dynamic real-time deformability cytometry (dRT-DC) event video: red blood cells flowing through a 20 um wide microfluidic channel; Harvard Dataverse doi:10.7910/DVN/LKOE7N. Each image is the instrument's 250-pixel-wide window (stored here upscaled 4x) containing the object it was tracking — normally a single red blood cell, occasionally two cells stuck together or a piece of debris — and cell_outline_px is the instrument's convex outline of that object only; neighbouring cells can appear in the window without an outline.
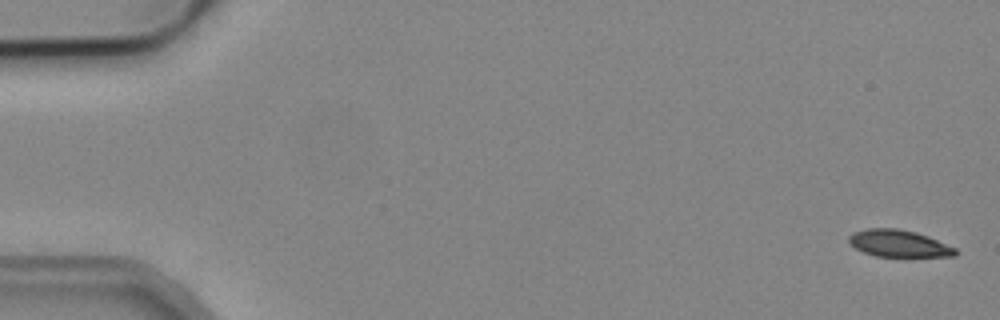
{"species": "common noctule bat (a hibernating species)", "species_latin": "Nyctalus noctula", "temperature_condition": "cold", "stored_images_in_passage": 5, "camera_frame_rate_fps": 3000, "um_per_image_px": 0.085, "animal": {"sex": "male", "body_mass_g": 19.2, "forearm_length_mm": 51.8}, "frame": {"image": 1, "passage_image": 1, "time_ms": 0.0, "image_size_px": [1000, 320], "cell_outline_px": [[956, 256], [904, 260], [876, 256], [864, 252], [856, 248], [848, 240], [848, 236], [852, 232], [868, 228], [896, 228], [916, 232], [928, 236], [956, 248]], "centroid_in_image_um": [76.45, 20.76], "position_along_channel_um": 8.5, "area_um2": 17.74}}